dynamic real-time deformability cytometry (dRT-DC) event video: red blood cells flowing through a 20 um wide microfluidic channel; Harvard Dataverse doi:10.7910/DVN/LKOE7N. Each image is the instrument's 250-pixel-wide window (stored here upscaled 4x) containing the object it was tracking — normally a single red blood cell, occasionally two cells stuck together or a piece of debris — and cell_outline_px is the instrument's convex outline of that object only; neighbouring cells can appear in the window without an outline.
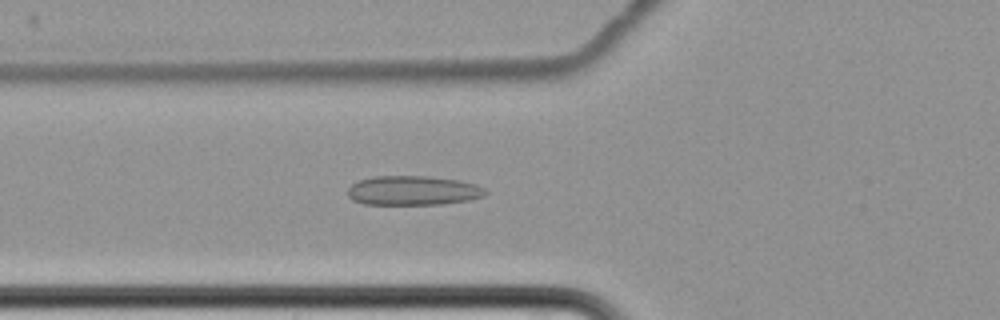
{"species": "common noctule bat (a hibernating species)", "species_latin": "Nyctalus noctula", "temperature_condition": "cold", "stored_images_in_passage": 7, "camera_frame_rate_fps": 3000, "um_per_image_px": 0.085, "animal": {"sex": "female", "body_mass_g": 22.7, "forearm_length_mm": 54.2}, "frame": {"image": 1, "passage_image": 7, "time_ms": 8.0, "image_size_px": [1000, 320], "cell_outline_px": [[488, 192], [484, 196], [468, 200], [444, 204], [364, 204], [352, 200], [348, 196], [348, 188], [352, 184], [360, 180], [372, 176], [428, 176], [460, 180], [476, 184], [484, 188]], "centroid_in_image_um": [35.12, 16.19], "position_along_channel_um": 90.7, "area_um2": 23.7}}